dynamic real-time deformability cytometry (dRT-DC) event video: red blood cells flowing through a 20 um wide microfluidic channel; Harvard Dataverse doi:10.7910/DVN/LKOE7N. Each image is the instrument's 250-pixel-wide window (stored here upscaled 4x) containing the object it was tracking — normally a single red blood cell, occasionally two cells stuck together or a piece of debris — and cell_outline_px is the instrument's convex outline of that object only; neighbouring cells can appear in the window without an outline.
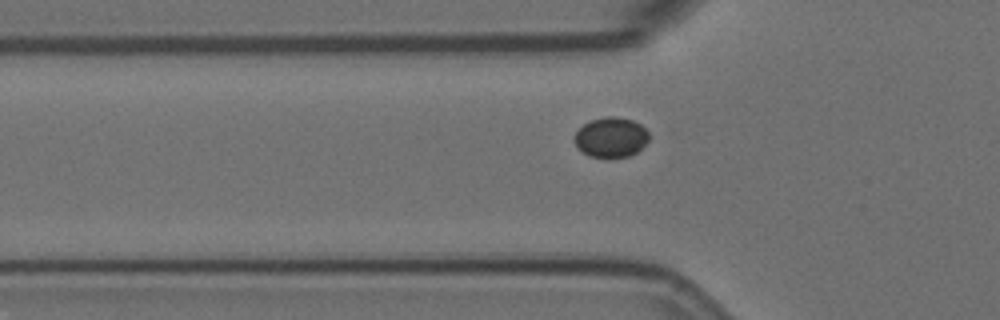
{"species": "Egyptian fruit bat (a non-hibernating species)", "species_latin": "Rousettus aegyptiacus", "temperature_condition": "room temperature", "stored_images_in_passage": 7, "segment_of_instrument_passage": [2, 2], "camera_frame_rate_fps": 3000, "um_per_image_px": 0.085, "animal": {"sex": "female"}, "frame": {"image": 1, "passage_image": 7, "time_ms": 2.0, "image_size_px": [1000, 320], "cell_outline_px": [[648, 140], [636, 152], [628, 156], [592, 156], [584, 152], [576, 144], [576, 132], [584, 124], [592, 120], [604, 116], [612, 116], [632, 120], [640, 124], [648, 132]], "centroid_in_image_um": [51.96, 11.64], "position_along_channel_um": 73.8, "area_um2": 16.7}}